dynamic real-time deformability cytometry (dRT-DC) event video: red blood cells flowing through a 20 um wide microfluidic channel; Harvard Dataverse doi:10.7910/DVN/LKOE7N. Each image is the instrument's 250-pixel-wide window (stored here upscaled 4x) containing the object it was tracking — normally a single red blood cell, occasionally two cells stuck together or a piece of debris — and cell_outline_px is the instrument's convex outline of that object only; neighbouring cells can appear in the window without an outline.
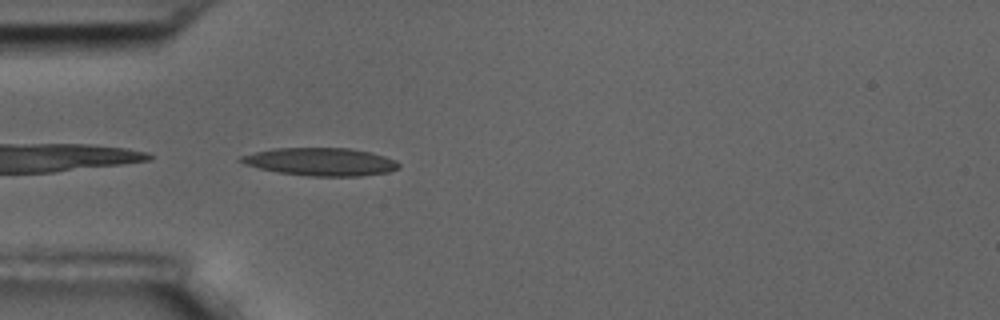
{"species": "common noctule bat (a hibernating species)", "species_latin": "Nyctalus noctula", "temperature_condition": "room temperature", "stored_images_in_passage": 39, "camera_frame_rate_fps": 3000, "um_per_image_px": 0.085, "animal": {"sex": "male", "body_mass_g": 17.5, "forearm_length_mm": 52.3}, "frame": {"image": 1, "passage_image": 1, "time_ms": 0.0, "image_size_px": [1000, 320], "cell_outline_px": [[400, 168], [388, 172], [360, 176], [308, 176], [280, 172], [260, 168], [244, 164], [236, 160], [240, 156], [256, 152], [276, 148], [352, 148], [372, 152], [396, 160], [400, 164]], "centroid_in_image_um": [27.29, 13.74], "position_along_channel_um": 57.7, "area_um2": 25.66}}
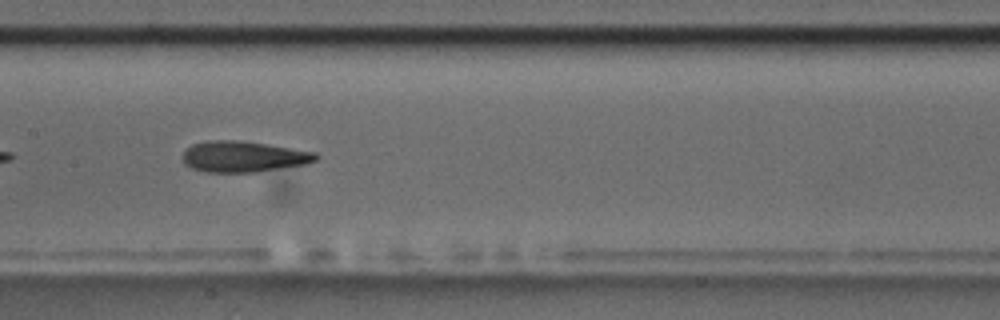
{"frame": {"image": 2, "passage_image": 12, "time_ms": 3.667, "image_size_px": [1000, 320], "cell_outline_px": [[320, 156], [316, 160], [308, 164], [256, 172], [204, 172], [192, 168], [184, 164], [180, 156], [192, 144], [208, 140], [236, 140], [264, 144], [316, 152]], "centroid_in_image_um": [20.67, 13.32], "position_along_channel_um": 186.7, "area_um2": 24.1}, "authors_computed_cell_mechanics": {"area_um2": 24.1604, "velocity_mm_per_s": 3.6341, "shape_relaxation_time_tau1_ms": 11.0346, "shape_relaxation_time_tau2_ms": 3.6274, "deformation_change_tau1": 0.2701, "deformation_change_tau2": 0.1381}}